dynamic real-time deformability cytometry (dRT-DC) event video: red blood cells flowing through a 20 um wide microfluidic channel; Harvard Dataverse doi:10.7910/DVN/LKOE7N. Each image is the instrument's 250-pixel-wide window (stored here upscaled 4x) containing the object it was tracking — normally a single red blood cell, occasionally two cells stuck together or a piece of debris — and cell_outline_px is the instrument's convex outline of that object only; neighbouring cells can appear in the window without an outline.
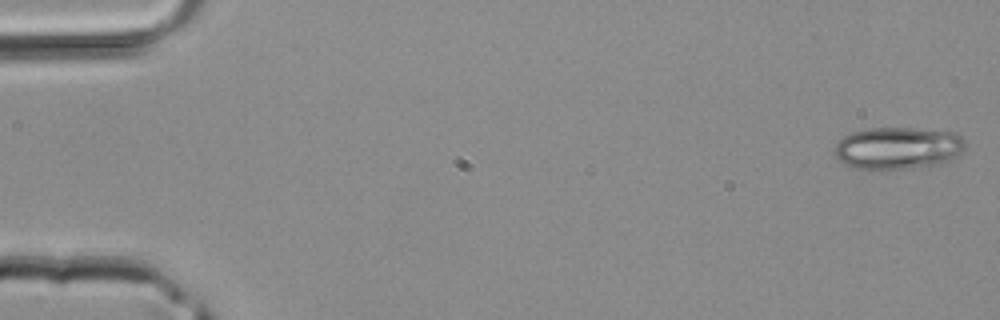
{"species": "common noctule bat (a hibernating species)", "species_latin": "Nyctalus noctula", "temperature_condition": "room temperature", "stored_images_in_passage": 44, "camera_frame_rate_fps": 3000, "um_per_image_px": 0.085, "animal": {"sex": "male", "body_mass_g": 20.4}, "frame": {"image": 1, "passage_image": 1, "time_ms": 0.0, "image_size_px": [1000, 320], "cell_outline_px": [[964, 148], [960, 156], [936, 164], [912, 168], [856, 168], [844, 164], [836, 156], [836, 140], [852, 132], [868, 128], [916, 128], [956, 132], [964, 140]], "centroid_in_image_um": [76.34, 12.56], "position_along_channel_um": 8.7, "area_um2": 31.96}}
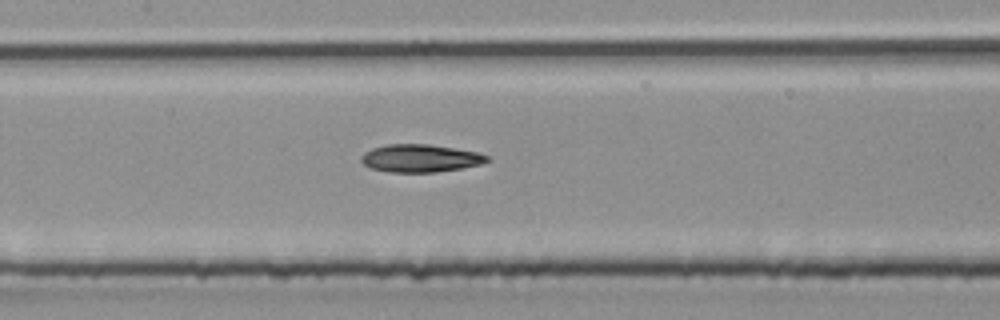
{"frame": {"image": 2, "passage_image": 21, "time_ms": 6.667, "image_size_px": [1000, 320], "cell_outline_px": [[488, 160], [480, 164], [460, 168], [436, 172], [388, 172], [368, 168], [360, 160], [360, 156], [364, 152], [372, 148], [388, 144], [428, 144], [480, 152], [488, 156]], "centroid_in_image_um": [35.67, 13.45], "position_along_channel_um": 171.7, "area_um2": 20.4}}
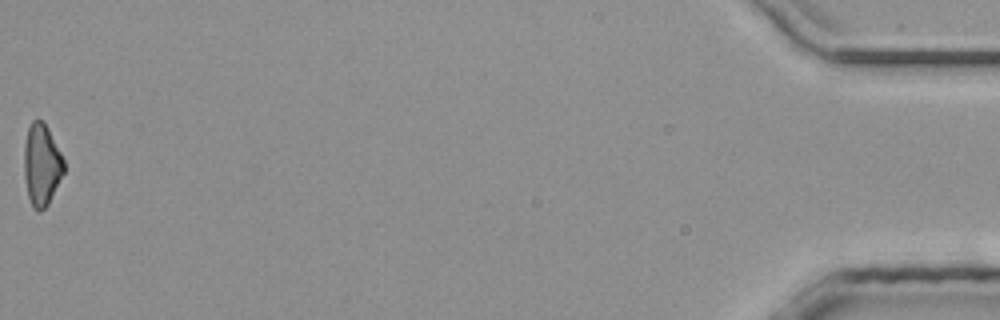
{"frame": {"image": 3, "passage_image": 44, "time_ms": 14.333, "image_size_px": [1000, 320], "cell_outline_px": [[64, 172], [48, 204], [40, 212], [36, 212], [32, 208], [28, 196], [24, 176], [24, 144], [28, 128], [32, 120], [40, 120], [48, 128], [64, 160]], "centroid_in_image_um": [3.52, 14.04], "position_along_channel_um": 431.7, "area_um2": 18.9}}